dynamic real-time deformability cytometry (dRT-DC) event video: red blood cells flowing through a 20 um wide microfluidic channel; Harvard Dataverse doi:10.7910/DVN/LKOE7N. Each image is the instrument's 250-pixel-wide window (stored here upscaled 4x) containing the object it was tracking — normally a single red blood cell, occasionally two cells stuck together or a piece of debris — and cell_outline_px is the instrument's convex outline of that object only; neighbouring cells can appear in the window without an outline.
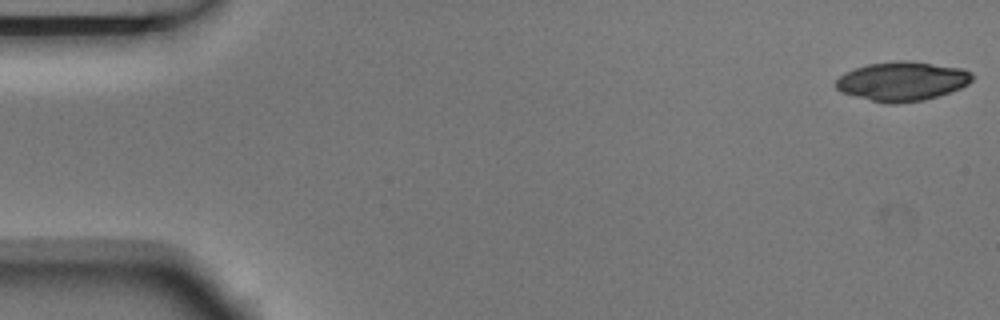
{"species": "Egyptian fruit bat (a non-hibernating species)", "species_latin": "Rousettus aegyptiacus", "temperature_condition": "room temperature", "stored_images_in_passage": 5, "camera_frame_rate_fps": 3000, "um_per_image_px": 0.085, "animal": {"sex": "male"}, "frame": {"image": 1, "passage_image": 1, "time_ms": 0.0, "image_size_px": [1000, 320], "cell_outline_px": [[976, 76], [968, 84], [960, 88], [924, 100], [896, 104], [884, 104], [840, 92], [836, 88], [836, 80], [844, 72], [868, 64], [896, 60], [904, 60], [960, 68], [972, 72]], "centroid_in_image_um": [76.67, 6.91], "position_along_channel_um": 8.3, "area_um2": 31.15}}
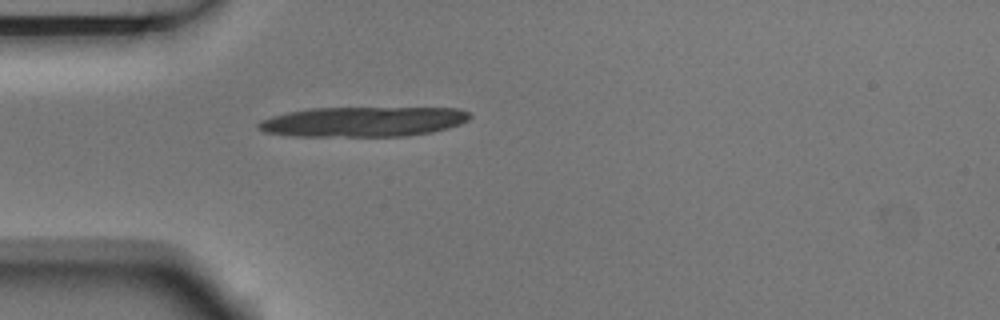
{"frame": {"image": 2, "passage_image": 5, "time_ms": 1.333, "image_size_px": [1000, 320], "cell_outline_px": [[472, 116], [468, 120], [460, 124], [448, 128], [432, 132], [404, 136], [288, 136], [264, 132], [256, 128], [256, 124], [260, 120], [272, 116], [288, 112], [308, 108], [460, 108], [468, 112]], "centroid_in_image_um": [30.83, 10.34], "position_along_channel_um": 54.2, "area_um2": 37.17}}